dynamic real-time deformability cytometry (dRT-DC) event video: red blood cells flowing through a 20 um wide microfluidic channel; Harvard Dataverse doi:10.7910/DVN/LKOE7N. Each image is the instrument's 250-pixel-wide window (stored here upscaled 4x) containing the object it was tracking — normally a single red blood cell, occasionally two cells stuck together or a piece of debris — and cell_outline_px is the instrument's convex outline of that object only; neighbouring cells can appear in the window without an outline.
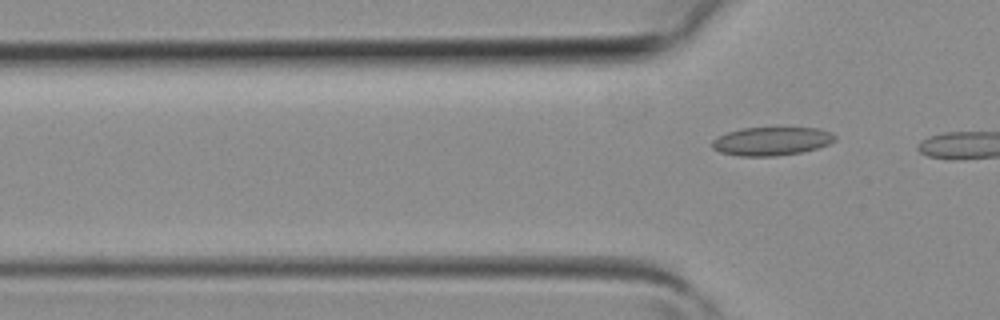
{"species": "common noctule bat (a hibernating species)", "species_latin": "Nyctalus noctula", "temperature_condition": "room temperature", "stored_images_in_passage": 4, "camera_frame_rate_fps": 3000, "um_per_image_px": 0.085, "animal": {"sex": "female", "body_mass_g": 19.3, "forearm_length_mm": 54.1}, "frame": {"image": 1, "passage_image": 4, "time_ms": 1.0, "image_size_px": [1000, 320], "cell_outline_px": [[836, 140], [828, 144], [816, 148], [800, 152], [776, 156], [736, 156], [720, 152], [712, 148], [712, 140], [728, 132], [740, 128], [816, 128], [832, 132], [836, 136]], "centroid_in_image_um": [65.57, 12.0], "position_along_channel_um": 60.2, "area_um2": 20.29}}